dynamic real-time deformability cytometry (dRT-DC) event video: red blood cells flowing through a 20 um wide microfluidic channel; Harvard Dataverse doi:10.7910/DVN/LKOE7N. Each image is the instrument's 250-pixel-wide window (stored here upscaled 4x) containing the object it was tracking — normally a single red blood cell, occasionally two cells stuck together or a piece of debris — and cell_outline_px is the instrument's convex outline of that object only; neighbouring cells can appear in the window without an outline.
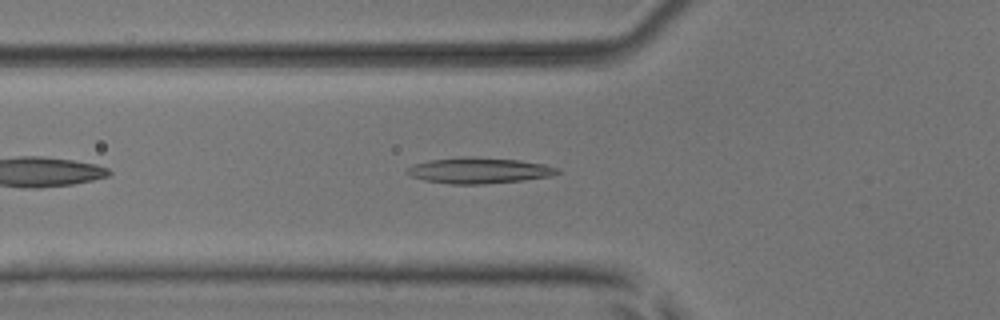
{"species": "common noctule bat (a hibernating species)", "species_latin": "Nyctalus noctula", "temperature_condition": "room temperature", "stored_images_in_passage": 40, "camera_frame_rate_fps": 3000, "um_per_image_px": 0.085, "animal": {"sex": "male", "body_mass_g": 17.9, "forearm_length_mm": 54.2}, "frame": {"image": 1, "passage_image": 6, "time_ms": 1.667, "image_size_px": [1000, 320], "cell_outline_px": [[560, 172], [552, 176], [524, 180], [484, 184], [452, 184], [424, 180], [412, 176], [404, 172], [408, 168], [416, 164], [428, 160], [468, 156], [472, 156], [520, 160], [544, 164], [560, 168]], "centroid_in_image_um": [40.76, 14.49], "position_along_channel_um": 85.0, "area_um2": 22.72}}
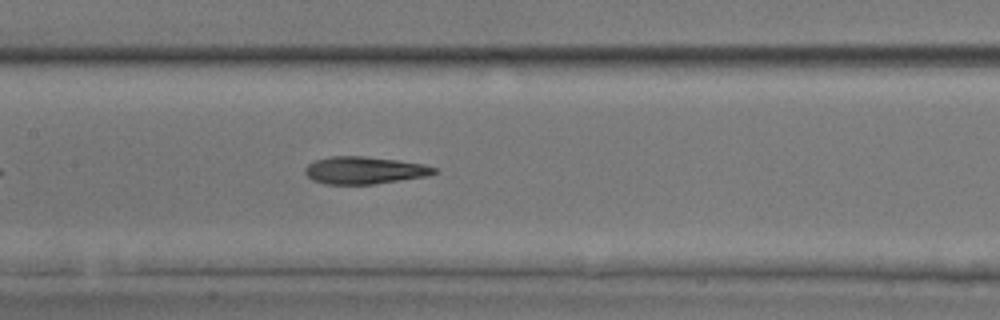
{"frame": {"image": 2, "passage_image": 13, "time_ms": 4.0, "image_size_px": [1000, 320], "cell_outline_px": [[440, 172], [428, 176], [372, 184], [324, 184], [312, 180], [304, 172], [304, 168], [308, 164], [316, 160], [332, 156], [364, 156], [400, 160], [424, 164], [436, 168]], "centroid_in_image_um": [31.0, 14.47], "position_along_channel_um": 176.4, "area_um2": 20.69}}
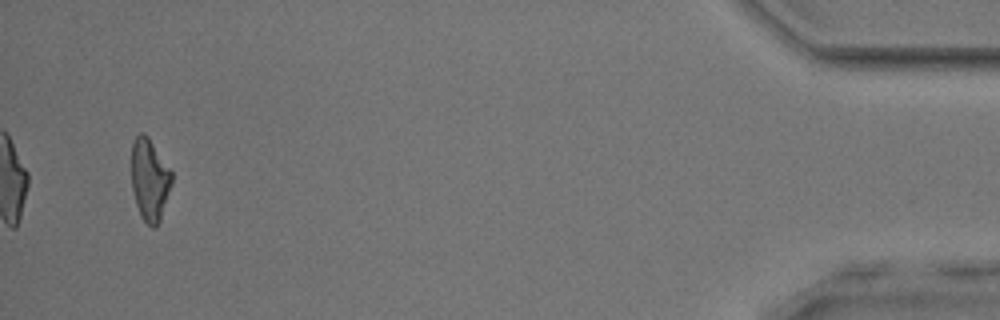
{"frame": {"image": 3, "passage_image": 38, "time_ms": 12.333, "image_size_px": [1000, 320], "cell_outline_px": [[172, 184], [160, 220], [156, 228], [152, 228], [140, 216], [136, 204], [132, 188], [132, 140], [140, 132], [144, 132], [148, 136], [172, 172]], "centroid_in_image_um": [12.72, 15.27], "position_along_channel_um": 422.5, "area_um2": 19.31}, "authors_computed_cell_mechanics": {"area_um2": 20.4612, "velocity_mm_per_s": 3.9037, "shape_relaxation_time_tau1_ms": 6.7436, "shape_relaxation_time_tau2_ms": 3.0844, "deformation_change_tau1": 0.19, "deformation_change_tau2": 0.1317}}